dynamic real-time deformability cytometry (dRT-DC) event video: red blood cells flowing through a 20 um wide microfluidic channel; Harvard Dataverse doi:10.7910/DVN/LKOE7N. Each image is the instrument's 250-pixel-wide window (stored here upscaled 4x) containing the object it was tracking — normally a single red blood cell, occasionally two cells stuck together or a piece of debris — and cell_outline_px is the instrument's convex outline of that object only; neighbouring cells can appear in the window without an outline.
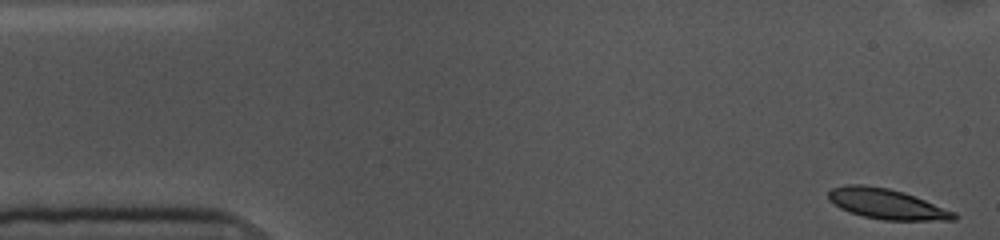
{"species": "common noctule bat (a hibernating species)", "species_latin": "Nyctalus noctula", "temperature_condition": "cold", "stored_images_in_passage": 54, "camera_frame_rate_fps": 3000, "um_per_image_px": 0.085, "animal": {"sex": "female", "body_mass_g": 10.0, "forearm_length_mm": 53.1}, "frame": {"image": 1, "passage_image": 1, "time_ms": 0.0, "image_size_px": [1000, 240], "cell_outline_px": [[960, 216], [956, 220], [884, 220], [864, 216], [848, 212], [840, 208], [828, 200], [828, 192], [832, 188], [848, 184], [864, 184], [888, 188], [904, 192], [956, 212]], "centroid_in_image_um": [75.37, 17.33], "position_along_channel_um": 9.6, "area_um2": 22.25}}
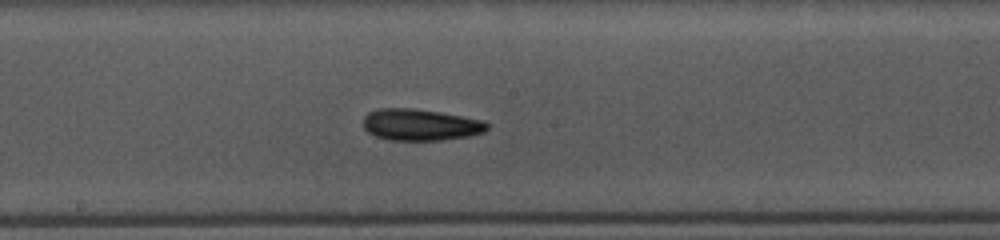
{"frame": {"image": 2, "passage_image": 27, "time_ms": 8.667, "image_size_px": [1000, 240], "cell_outline_px": [[488, 128], [484, 132], [468, 136], [440, 140], [388, 140], [376, 136], [368, 132], [364, 128], [364, 116], [368, 112], [380, 108], [412, 108], [440, 112], [484, 120], [488, 124]], "centroid_in_image_um": [35.73, 10.6], "position_along_channel_um": 212.5, "area_um2": 22.77}}
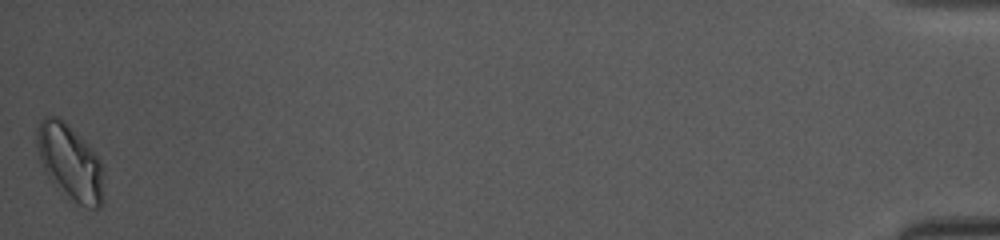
{"frame": {"image": 3, "passage_image": 54, "time_ms": 17.667, "image_size_px": [1000, 240], "cell_outline_px": [[104, 200], [100, 208], [88, 208], [72, 204], [48, 176], [40, 160], [36, 144], [36, 128], [40, 120], [44, 116], [56, 116], [64, 120], [96, 152], [104, 168]], "centroid_in_image_um": [5.99, 13.83], "position_along_channel_um": 429.2, "area_um2": 30.23}, "authors_computed_cell_mechanics": {"area_um2": 22.1374, "velocity_mm_per_s": 3.5498, "shape_relaxation_time_tau1_ms": 2.3919, "shape_relaxation_time_tau2_ms": 3.2794, "deformation_change_tau1": 0.1132, "deformation_change_tau2": 0.1002}}